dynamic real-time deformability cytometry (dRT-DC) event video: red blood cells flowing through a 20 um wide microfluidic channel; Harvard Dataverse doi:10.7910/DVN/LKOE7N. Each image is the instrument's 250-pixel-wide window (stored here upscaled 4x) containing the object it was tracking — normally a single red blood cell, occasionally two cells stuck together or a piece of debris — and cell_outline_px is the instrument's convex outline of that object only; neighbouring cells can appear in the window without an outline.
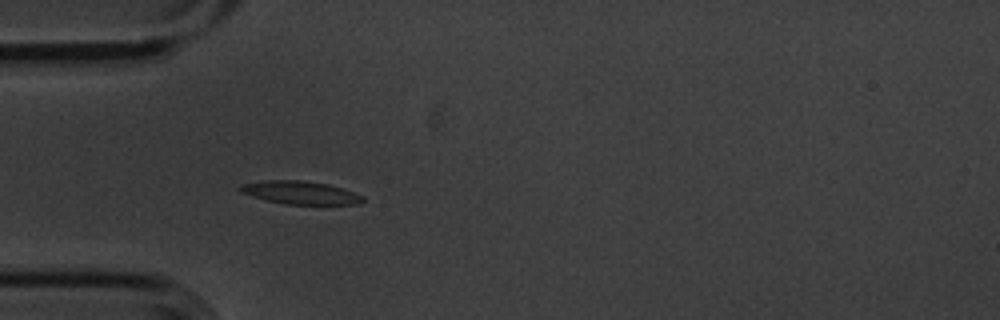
{"species": "common noctule bat (a hibernating species)", "species_latin": "Nyctalus noctula", "temperature_condition": "cold", "stored_images_in_passage": 4, "camera_frame_rate_fps": 3000, "um_per_image_px": 0.085, "animal": {"sex": "male", "body_mass_g": 20.1, "forearm_length_mm": 53.5}, "frame": {"image": 1, "passage_image": 4, "time_ms": 1.0, "image_size_px": [1000, 320], "cell_outline_px": [[364, 200], [356, 204], [284, 204], [252, 196], [240, 192], [236, 188], [244, 184], [268, 180], [300, 180], [328, 184], [344, 188], [364, 196]], "centroid_in_image_um": [25.54, 16.37], "position_along_channel_um": 59.5, "area_um2": 16.36}}